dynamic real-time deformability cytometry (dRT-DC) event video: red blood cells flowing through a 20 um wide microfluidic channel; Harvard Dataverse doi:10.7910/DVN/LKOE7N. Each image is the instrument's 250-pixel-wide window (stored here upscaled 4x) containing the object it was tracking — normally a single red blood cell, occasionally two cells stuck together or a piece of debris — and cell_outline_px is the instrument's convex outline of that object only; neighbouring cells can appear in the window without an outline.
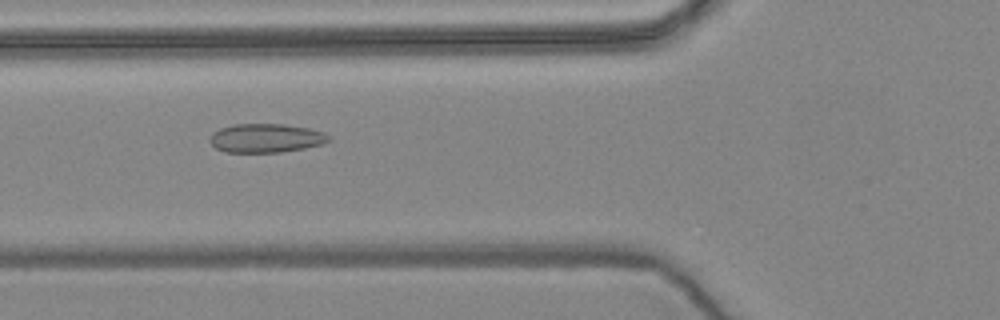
{"species": "common noctule bat (a hibernating species)", "species_latin": "Nyctalus noctula", "temperature_condition": "warm", "stored_images_in_passage": 57, "camera_frame_rate_fps": 3000, "um_per_image_px": 0.085, "animal": {"sex": "female", "body_mass_g": 24.6, "forearm_length_mm": 56.2}, "frame": {"image": 1, "passage_image": 21, "time_ms": 6.667, "image_size_px": [1000, 320], "cell_outline_px": [[332, 140], [320, 144], [304, 148], [280, 152], [224, 152], [216, 148], [208, 140], [208, 136], [212, 132], [220, 128], [232, 124], [284, 124], [308, 128], [324, 132]], "centroid_in_image_um": [22.55, 11.73], "position_along_channel_um": 103.2, "area_um2": 20.06}}
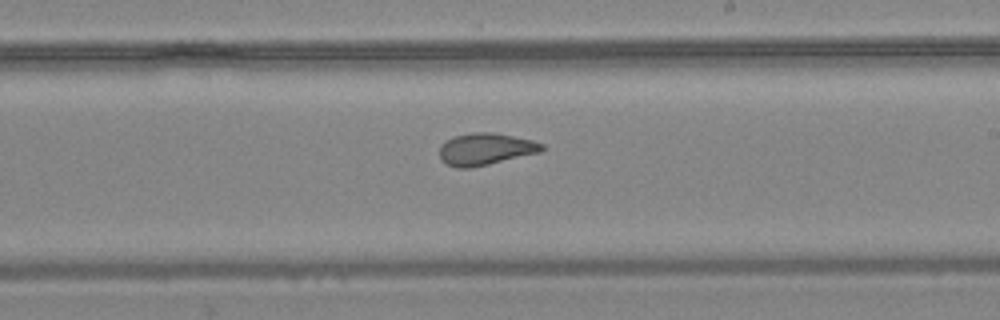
{"frame": {"image": 2, "passage_image": 33, "time_ms": 10.667, "image_size_px": [1000, 320], "cell_outline_px": [[544, 148], [540, 152], [488, 164], [468, 168], [456, 168], [440, 160], [440, 144], [444, 140], [452, 136], [472, 132], [492, 132], [532, 140], [544, 144]], "centroid_in_image_um": [41.22, 12.66], "position_along_channel_um": 247.8, "area_um2": 19.07}}
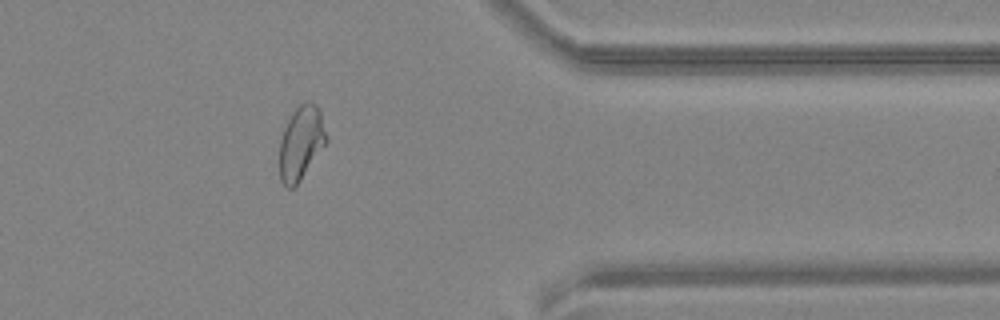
{"frame": {"image": 3, "passage_image": 46, "time_ms": 15.0, "image_size_px": [1000, 320], "cell_outline_px": [[328, 140], [300, 180], [292, 188], [288, 188], [280, 180], [280, 140], [284, 128], [292, 112], [304, 100], [308, 100], [316, 104], [320, 108]], "centroid_in_image_um": [25.6, 12.09], "position_along_channel_um": 385.8, "area_um2": 20.06}, "authors_computed_cell_mechanics": {"area_um2": 20.6924, "velocity_mm_per_s": 3.6122, "shape_relaxation_time_tau1_ms": null, "shape_relaxation_time_tau2_ms": 1.64, "deformation_change_tau1": null, "deformation_change_tau2": 0.061}}